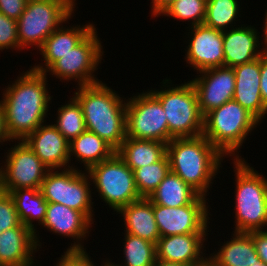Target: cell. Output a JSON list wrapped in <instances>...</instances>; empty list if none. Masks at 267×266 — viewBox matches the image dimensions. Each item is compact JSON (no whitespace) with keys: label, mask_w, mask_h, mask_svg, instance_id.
<instances>
[{"label":"cell","mask_w":267,"mask_h":266,"mask_svg":"<svg viewBox=\"0 0 267 266\" xmlns=\"http://www.w3.org/2000/svg\"><path fill=\"white\" fill-rule=\"evenodd\" d=\"M5 87L1 99L6 129L11 141L25 140L41 124L46 123L51 97L47 76L32 68Z\"/></svg>","instance_id":"1"},{"label":"cell","mask_w":267,"mask_h":266,"mask_svg":"<svg viewBox=\"0 0 267 266\" xmlns=\"http://www.w3.org/2000/svg\"><path fill=\"white\" fill-rule=\"evenodd\" d=\"M82 107L87 131L95 133L115 150L126 138V100L101 80L78 86L73 94Z\"/></svg>","instance_id":"2"},{"label":"cell","mask_w":267,"mask_h":266,"mask_svg":"<svg viewBox=\"0 0 267 266\" xmlns=\"http://www.w3.org/2000/svg\"><path fill=\"white\" fill-rule=\"evenodd\" d=\"M166 154L171 172L203 196H207L225 157L203 135L173 138L166 145Z\"/></svg>","instance_id":"3"},{"label":"cell","mask_w":267,"mask_h":266,"mask_svg":"<svg viewBox=\"0 0 267 266\" xmlns=\"http://www.w3.org/2000/svg\"><path fill=\"white\" fill-rule=\"evenodd\" d=\"M243 159H233L236 178L234 232L266 230L267 177L259 174Z\"/></svg>","instance_id":"4"},{"label":"cell","mask_w":267,"mask_h":266,"mask_svg":"<svg viewBox=\"0 0 267 266\" xmlns=\"http://www.w3.org/2000/svg\"><path fill=\"white\" fill-rule=\"evenodd\" d=\"M258 124L250 112L232 99L204 116L202 135L224 156L242 159L236 152Z\"/></svg>","instance_id":"5"},{"label":"cell","mask_w":267,"mask_h":266,"mask_svg":"<svg viewBox=\"0 0 267 266\" xmlns=\"http://www.w3.org/2000/svg\"><path fill=\"white\" fill-rule=\"evenodd\" d=\"M171 82L166 78L161 82L163 84L161 85L162 89L150 90L160 101L165 112L169 130V142L173 138L202 135L204 116L200 111L197 92L193 84L188 81L184 84H179V86L174 85V87L169 85L172 84Z\"/></svg>","instance_id":"6"},{"label":"cell","mask_w":267,"mask_h":266,"mask_svg":"<svg viewBox=\"0 0 267 266\" xmlns=\"http://www.w3.org/2000/svg\"><path fill=\"white\" fill-rule=\"evenodd\" d=\"M76 0L29 1L17 20L20 49H40L47 37L74 13Z\"/></svg>","instance_id":"7"},{"label":"cell","mask_w":267,"mask_h":266,"mask_svg":"<svg viewBox=\"0 0 267 266\" xmlns=\"http://www.w3.org/2000/svg\"><path fill=\"white\" fill-rule=\"evenodd\" d=\"M58 170L49 169L46 173L40 187L43 197L48 203L63 204L80 211L93 222V216H95L93 214L94 202L91 197L93 189H90L91 182L88 173L72 165Z\"/></svg>","instance_id":"8"},{"label":"cell","mask_w":267,"mask_h":266,"mask_svg":"<svg viewBox=\"0 0 267 266\" xmlns=\"http://www.w3.org/2000/svg\"><path fill=\"white\" fill-rule=\"evenodd\" d=\"M91 184L96 188L100 198L114 212L128 204L141 199L133 170L115 153L112 157L91 166L86 171Z\"/></svg>","instance_id":"9"},{"label":"cell","mask_w":267,"mask_h":266,"mask_svg":"<svg viewBox=\"0 0 267 266\" xmlns=\"http://www.w3.org/2000/svg\"><path fill=\"white\" fill-rule=\"evenodd\" d=\"M96 27L73 49L56 60L44 73H50L57 79L74 80L77 86L100 82L94 75L103 60V47Z\"/></svg>","instance_id":"10"},{"label":"cell","mask_w":267,"mask_h":266,"mask_svg":"<svg viewBox=\"0 0 267 266\" xmlns=\"http://www.w3.org/2000/svg\"><path fill=\"white\" fill-rule=\"evenodd\" d=\"M126 137L169 143L165 112L149 89L126 101Z\"/></svg>","instance_id":"11"},{"label":"cell","mask_w":267,"mask_h":266,"mask_svg":"<svg viewBox=\"0 0 267 266\" xmlns=\"http://www.w3.org/2000/svg\"><path fill=\"white\" fill-rule=\"evenodd\" d=\"M15 142L0 167V190L9 193L19 188L40 189L49 168L24 140Z\"/></svg>","instance_id":"12"},{"label":"cell","mask_w":267,"mask_h":266,"mask_svg":"<svg viewBox=\"0 0 267 266\" xmlns=\"http://www.w3.org/2000/svg\"><path fill=\"white\" fill-rule=\"evenodd\" d=\"M206 196L199 195L191 204L165 207L153 204V213L160 237L176 234L207 233L211 215Z\"/></svg>","instance_id":"13"},{"label":"cell","mask_w":267,"mask_h":266,"mask_svg":"<svg viewBox=\"0 0 267 266\" xmlns=\"http://www.w3.org/2000/svg\"><path fill=\"white\" fill-rule=\"evenodd\" d=\"M197 78L190 80L197 96L203 116L233 99L235 74L231 67H214L200 71ZM201 76V77H200Z\"/></svg>","instance_id":"14"},{"label":"cell","mask_w":267,"mask_h":266,"mask_svg":"<svg viewBox=\"0 0 267 266\" xmlns=\"http://www.w3.org/2000/svg\"><path fill=\"white\" fill-rule=\"evenodd\" d=\"M185 61L197 73L214 67L224 66L223 32L205 24L190 26Z\"/></svg>","instance_id":"15"},{"label":"cell","mask_w":267,"mask_h":266,"mask_svg":"<svg viewBox=\"0 0 267 266\" xmlns=\"http://www.w3.org/2000/svg\"><path fill=\"white\" fill-rule=\"evenodd\" d=\"M92 222L84 213L63 204L48 203L42 226L66 238H73L74 243L66 251H86L82 241L89 236Z\"/></svg>","instance_id":"16"},{"label":"cell","mask_w":267,"mask_h":266,"mask_svg":"<svg viewBox=\"0 0 267 266\" xmlns=\"http://www.w3.org/2000/svg\"><path fill=\"white\" fill-rule=\"evenodd\" d=\"M208 233L176 234L160 237L156 244L157 260L187 266H205L208 256L203 254ZM204 256V257H203Z\"/></svg>","instance_id":"17"},{"label":"cell","mask_w":267,"mask_h":266,"mask_svg":"<svg viewBox=\"0 0 267 266\" xmlns=\"http://www.w3.org/2000/svg\"><path fill=\"white\" fill-rule=\"evenodd\" d=\"M235 90L233 100L250 112L260 123L267 114L261 97V56L253 61L233 67Z\"/></svg>","instance_id":"18"},{"label":"cell","mask_w":267,"mask_h":266,"mask_svg":"<svg viewBox=\"0 0 267 266\" xmlns=\"http://www.w3.org/2000/svg\"><path fill=\"white\" fill-rule=\"evenodd\" d=\"M24 141L49 169L71 167L69 142L53 123L51 125L41 124Z\"/></svg>","instance_id":"19"},{"label":"cell","mask_w":267,"mask_h":266,"mask_svg":"<svg viewBox=\"0 0 267 266\" xmlns=\"http://www.w3.org/2000/svg\"><path fill=\"white\" fill-rule=\"evenodd\" d=\"M223 31L224 67H235L259 58L261 49L260 32L251 25H239ZM241 26V27H240ZM260 40V41H259Z\"/></svg>","instance_id":"20"},{"label":"cell","mask_w":267,"mask_h":266,"mask_svg":"<svg viewBox=\"0 0 267 266\" xmlns=\"http://www.w3.org/2000/svg\"><path fill=\"white\" fill-rule=\"evenodd\" d=\"M34 231L21 224L1 232L0 266H34L38 251Z\"/></svg>","instance_id":"21"},{"label":"cell","mask_w":267,"mask_h":266,"mask_svg":"<svg viewBox=\"0 0 267 266\" xmlns=\"http://www.w3.org/2000/svg\"><path fill=\"white\" fill-rule=\"evenodd\" d=\"M69 27L66 28L62 25L47 37L39 49V53L44 59V65L35 64L32 67L33 70L44 73L56 60L73 49L95 28L94 24L90 22L82 26Z\"/></svg>","instance_id":"22"},{"label":"cell","mask_w":267,"mask_h":266,"mask_svg":"<svg viewBox=\"0 0 267 266\" xmlns=\"http://www.w3.org/2000/svg\"><path fill=\"white\" fill-rule=\"evenodd\" d=\"M116 213L123 216L125 233L154 244L158 243L160 233L153 213V203L148 198L134 201L120 208Z\"/></svg>","instance_id":"23"},{"label":"cell","mask_w":267,"mask_h":266,"mask_svg":"<svg viewBox=\"0 0 267 266\" xmlns=\"http://www.w3.org/2000/svg\"><path fill=\"white\" fill-rule=\"evenodd\" d=\"M229 241L221 248L208 256L211 266H252L260 261L253 242V232H234ZM211 255V256H210Z\"/></svg>","instance_id":"24"},{"label":"cell","mask_w":267,"mask_h":266,"mask_svg":"<svg viewBox=\"0 0 267 266\" xmlns=\"http://www.w3.org/2000/svg\"><path fill=\"white\" fill-rule=\"evenodd\" d=\"M17 210L20 221L24 226H27L34 231V237L38 246H42L39 240L37 230L33 224L38 221L42 225L47 211L48 202L43 197L40 189L34 188H19L9 192Z\"/></svg>","instance_id":"25"},{"label":"cell","mask_w":267,"mask_h":266,"mask_svg":"<svg viewBox=\"0 0 267 266\" xmlns=\"http://www.w3.org/2000/svg\"><path fill=\"white\" fill-rule=\"evenodd\" d=\"M166 145L161 141L126 137L116 153L134 171L159 161L166 154Z\"/></svg>","instance_id":"26"},{"label":"cell","mask_w":267,"mask_h":266,"mask_svg":"<svg viewBox=\"0 0 267 266\" xmlns=\"http://www.w3.org/2000/svg\"><path fill=\"white\" fill-rule=\"evenodd\" d=\"M116 150L101 137L90 131L81 133L69 143V157L77 158L80 164H84L87 171L91 166L109 159Z\"/></svg>","instance_id":"27"},{"label":"cell","mask_w":267,"mask_h":266,"mask_svg":"<svg viewBox=\"0 0 267 266\" xmlns=\"http://www.w3.org/2000/svg\"><path fill=\"white\" fill-rule=\"evenodd\" d=\"M200 194L178 175L169 172L148 199L165 207H180L191 204Z\"/></svg>","instance_id":"28"},{"label":"cell","mask_w":267,"mask_h":266,"mask_svg":"<svg viewBox=\"0 0 267 266\" xmlns=\"http://www.w3.org/2000/svg\"><path fill=\"white\" fill-rule=\"evenodd\" d=\"M124 264H115L106 260L111 266H153L157 259L156 244L131 234H124ZM125 258V259H124Z\"/></svg>","instance_id":"29"},{"label":"cell","mask_w":267,"mask_h":266,"mask_svg":"<svg viewBox=\"0 0 267 266\" xmlns=\"http://www.w3.org/2000/svg\"><path fill=\"white\" fill-rule=\"evenodd\" d=\"M69 99L66 105L58 107L56 124L53 125L70 143L87 129L81 105L73 96Z\"/></svg>","instance_id":"30"},{"label":"cell","mask_w":267,"mask_h":266,"mask_svg":"<svg viewBox=\"0 0 267 266\" xmlns=\"http://www.w3.org/2000/svg\"><path fill=\"white\" fill-rule=\"evenodd\" d=\"M170 171L167 154L155 163L135 169V185L140 197L148 198Z\"/></svg>","instance_id":"31"},{"label":"cell","mask_w":267,"mask_h":266,"mask_svg":"<svg viewBox=\"0 0 267 266\" xmlns=\"http://www.w3.org/2000/svg\"><path fill=\"white\" fill-rule=\"evenodd\" d=\"M239 3L238 0H207L204 24L222 32L235 28L232 24L238 21Z\"/></svg>","instance_id":"32"},{"label":"cell","mask_w":267,"mask_h":266,"mask_svg":"<svg viewBox=\"0 0 267 266\" xmlns=\"http://www.w3.org/2000/svg\"><path fill=\"white\" fill-rule=\"evenodd\" d=\"M207 0H175L160 16H168L178 20H189L190 26L204 24Z\"/></svg>","instance_id":"33"},{"label":"cell","mask_w":267,"mask_h":266,"mask_svg":"<svg viewBox=\"0 0 267 266\" xmlns=\"http://www.w3.org/2000/svg\"><path fill=\"white\" fill-rule=\"evenodd\" d=\"M14 201L10 193L0 190V232L20 226Z\"/></svg>","instance_id":"34"},{"label":"cell","mask_w":267,"mask_h":266,"mask_svg":"<svg viewBox=\"0 0 267 266\" xmlns=\"http://www.w3.org/2000/svg\"><path fill=\"white\" fill-rule=\"evenodd\" d=\"M4 49L21 50L18 39L17 20L8 18L0 12V51Z\"/></svg>","instance_id":"35"},{"label":"cell","mask_w":267,"mask_h":266,"mask_svg":"<svg viewBox=\"0 0 267 266\" xmlns=\"http://www.w3.org/2000/svg\"><path fill=\"white\" fill-rule=\"evenodd\" d=\"M61 256L54 266H96L86 251H65Z\"/></svg>","instance_id":"36"},{"label":"cell","mask_w":267,"mask_h":266,"mask_svg":"<svg viewBox=\"0 0 267 266\" xmlns=\"http://www.w3.org/2000/svg\"><path fill=\"white\" fill-rule=\"evenodd\" d=\"M26 4L27 0H0V12L8 18L18 20Z\"/></svg>","instance_id":"37"},{"label":"cell","mask_w":267,"mask_h":266,"mask_svg":"<svg viewBox=\"0 0 267 266\" xmlns=\"http://www.w3.org/2000/svg\"><path fill=\"white\" fill-rule=\"evenodd\" d=\"M253 242L258 257L267 265V230L253 231Z\"/></svg>","instance_id":"38"},{"label":"cell","mask_w":267,"mask_h":266,"mask_svg":"<svg viewBox=\"0 0 267 266\" xmlns=\"http://www.w3.org/2000/svg\"><path fill=\"white\" fill-rule=\"evenodd\" d=\"M260 90L264 106L267 108V53L261 55Z\"/></svg>","instance_id":"39"},{"label":"cell","mask_w":267,"mask_h":266,"mask_svg":"<svg viewBox=\"0 0 267 266\" xmlns=\"http://www.w3.org/2000/svg\"><path fill=\"white\" fill-rule=\"evenodd\" d=\"M175 0H152L151 17H158Z\"/></svg>","instance_id":"40"},{"label":"cell","mask_w":267,"mask_h":266,"mask_svg":"<svg viewBox=\"0 0 267 266\" xmlns=\"http://www.w3.org/2000/svg\"><path fill=\"white\" fill-rule=\"evenodd\" d=\"M6 141H11V139L8 136L6 129L4 106L2 101L0 100V143L3 144V142Z\"/></svg>","instance_id":"41"},{"label":"cell","mask_w":267,"mask_h":266,"mask_svg":"<svg viewBox=\"0 0 267 266\" xmlns=\"http://www.w3.org/2000/svg\"><path fill=\"white\" fill-rule=\"evenodd\" d=\"M266 11H265V18H264L265 21L263 22L264 25L262 27L264 29L263 30V34H262L263 35L262 36L263 37L262 40H264V41L261 40V44H263V46H262L263 48L262 49H263V52H265V53H267V12Z\"/></svg>","instance_id":"42"},{"label":"cell","mask_w":267,"mask_h":266,"mask_svg":"<svg viewBox=\"0 0 267 266\" xmlns=\"http://www.w3.org/2000/svg\"><path fill=\"white\" fill-rule=\"evenodd\" d=\"M153 266H187V265L180 264V263L167 262V261H162V260L156 259Z\"/></svg>","instance_id":"43"},{"label":"cell","mask_w":267,"mask_h":266,"mask_svg":"<svg viewBox=\"0 0 267 266\" xmlns=\"http://www.w3.org/2000/svg\"><path fill=\"white\" fill-rule=\"evenodd\" d=\"M252 266H267L263 261H259L258 263L253 264Z\"/></svg>","instance_id":"44"},{"label":"cell","mask_w":267,"mask_h":266,"mask_svg":"<svg viewBox=\"0 0 267 266\" xmlns=\"http://www.w3.org/2000/svg\"><path fill=\"white\" fill-rule=\"evenodd\" d=\"M104 264V265H103ZM101 266H111L107 261L104 263L101 264Z\"/></svg>","instance_id":"45"},{"label":"cell","mask_w":267,"mask_h":266,"mask_svg":"<svg viewBox=\"0 0 267 266\" xmlns=\"http://www.w3.org/2000/svg\"><path fill=\"white\" fill-rule=\"evenodd\" d=\"M29 1H45V0H27V2Z\"/></svg>","instance_id":"46"}]
</instances>
